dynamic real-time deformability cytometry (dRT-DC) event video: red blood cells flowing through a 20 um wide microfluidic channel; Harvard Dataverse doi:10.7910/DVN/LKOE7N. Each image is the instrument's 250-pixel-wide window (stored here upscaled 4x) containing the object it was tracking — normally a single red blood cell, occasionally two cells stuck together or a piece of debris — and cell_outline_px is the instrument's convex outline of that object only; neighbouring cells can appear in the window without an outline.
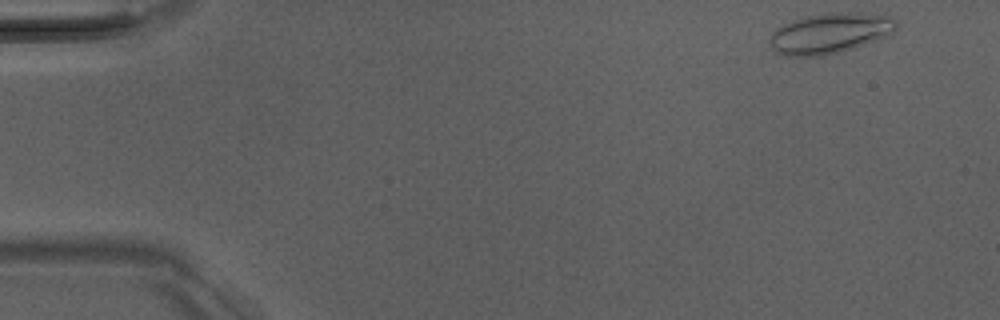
{"species": "Egyptian fruit bat (a non-hibernating species)", "species_latin": "Rousettus aegyptiacus", "temperature_condition": "room temperature", "stored_images_in_passage": 48, "camera_frame_rate_fps": 3000, "um_per_image_px": 0.085, "animal": {"sex": "male"}, "frame": {"image": 1, "passage_image": 1, "time_ms": 0.0, "image_size_px": [1000, 320], "cell_outline_px": [[896, 28], [888, 36], [852, 48], [824, 56], [784, 56], [776, 52], [772, 48], [768, 40], [772, 32], [776, 28], [784, 24], [808, 16], [848, 12], [860, 12], [892, 16], [896, 20]], "centroid_in_image_um": [70.54, 2.84], "position_along_channel_um": 14.5, "area_um2": 29.59}}
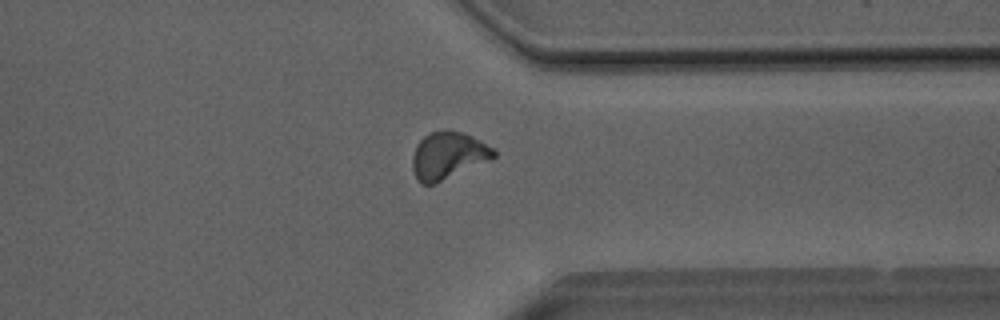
{"frame": {"image": 2, "passage_image": 37, "time_ms": 12.0, "image_size_px": [1000, 320], "cell_outline_px": [[496, 156], [436, 184], [420, 184], [416, 180], [412, 168], [412, 156], [416, 144], [428, 132], [448, 128], [464, 132], [480, 140], [492, 148], [496, 152]], "centroid_in_image_um": [38.03, 13.2], "position_along_channel_um": 373.4, "area_um2": 22.6}}
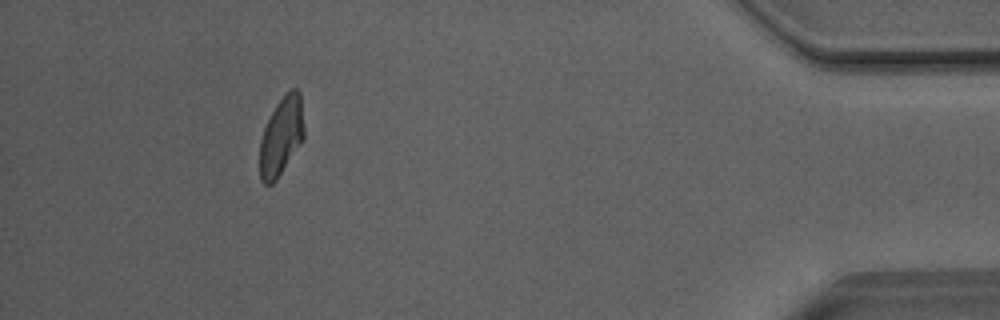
{"frame": {"image": 3, "passage_image": 44, "time_ms": 14.333, "image_size_px": [1000, 320], "cell_outline_px": [[304, 140], [276, 180], [272, 184], [264, 184], [260, 180], [260, 140], [264, 128], [276, 104], [292, 88], [296, 88], [300, 92], [304, 128]], "centroid_in_image_um": [23.92, 11.61], "position_along_channel_um": 411.3, "area_um2": 20.17}, "authors_computed_cell_mechanics": {"area_um2": 21.3282, "velocity_mm_per_s": 4.0406, "shape_relaxation_time_tau1_ms": 4.5475, "shape_relaxation_time_tau2_ms": 2.1974, "deformation_change_tau1": 0.1605, "deformation_change_tau2": 0.0512}}